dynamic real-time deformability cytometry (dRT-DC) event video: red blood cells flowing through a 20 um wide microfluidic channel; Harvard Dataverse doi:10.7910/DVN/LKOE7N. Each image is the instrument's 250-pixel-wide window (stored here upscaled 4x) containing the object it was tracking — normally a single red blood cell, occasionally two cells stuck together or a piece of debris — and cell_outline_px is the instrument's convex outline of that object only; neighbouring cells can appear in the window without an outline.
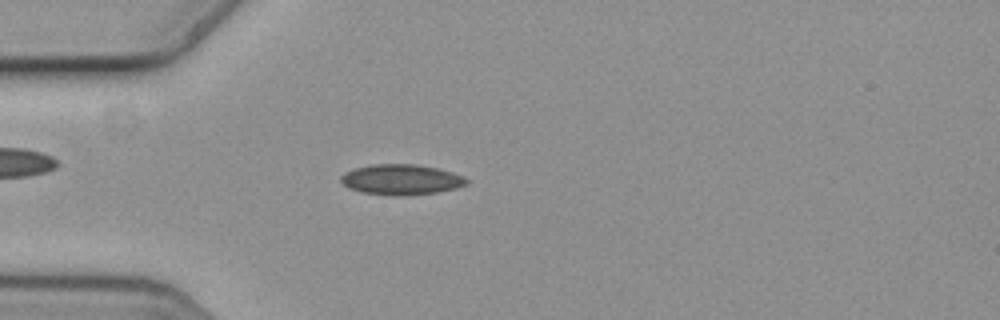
{"species": "common noctule bat (a hibernating species)", "species_latin": "Nyctalus noctula", "temperature_condition": "cold", "stored_images_in_passage": 57, "camera_frame_rate_fps": 3000, "um_per_image_px": 0.085, "animal": {"sex": "female", "body_mass_g": 19.3, "forearm_length_mm": 54.1}, "frame": {"image": 1, "passage_image": 16, "time_ms": 5.0, "image_size_px": [1000, 320], "cell_outline_px": [[468, 184], [456, 188], [436, 192], [404, 196], [392, 196], [360, 192], [348, 188], [340, 180], [340, 176], [344, 172], [356, 168], [372, 164], [416, 164], [436, 168], [452, 172], [468, 180]], "centroid_in_image_um": [34.06, 15.27], "position_along_channel_um": 50.9, "area_um2": 22.31}}
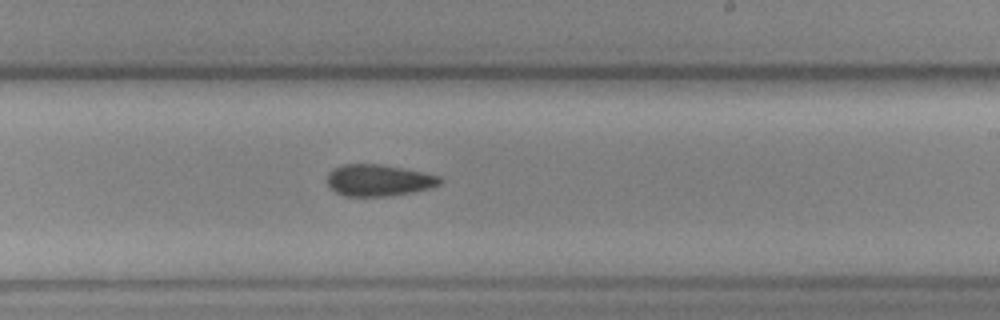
{"frame": {"image": 2, "passage_image": 34, "time_ms": 11.0, "image_size_px": [1000, 320], "cell_outline_px": [[444, 180], [440, 184], [432, 188], [412, 192], [388, 196], [344, 196], [336, 192], [328, 184], [328, 172], [332, 168], [344, 164], [380, 164], [424, 172], [440, 176]], "centroid_in_image_um": [32.21, 15.32], "position_along_channel_um": 256.8, "area_um2": 20.87}}
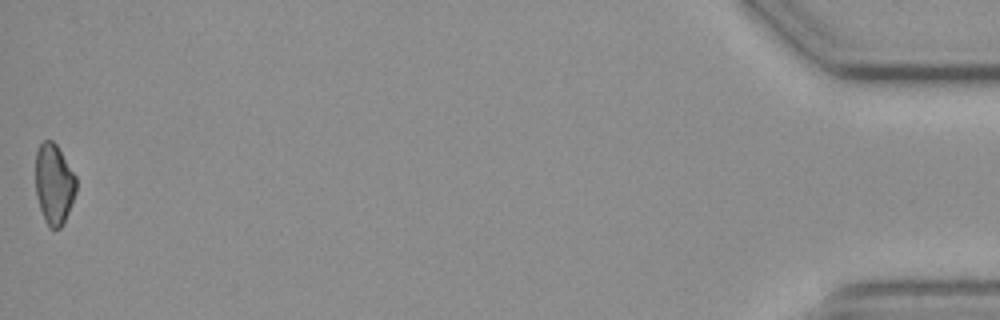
{"frame": {"image": 3, "passage_image": 57, "time_ms": 18.667, "image_size_px": [1000, 320], "cell_outline_px": [[76, 192], [64, 224], [60, 228], [48, 228], [44, 220], [36, 196], [36, 152], [40, 144], [44, 140], [52, 140], [56, 144], [76, 176]], "centroid_in_image_um": [4.59, 15.67], "position_along_channel_um": 430.6, "area_um2": 19.13}}